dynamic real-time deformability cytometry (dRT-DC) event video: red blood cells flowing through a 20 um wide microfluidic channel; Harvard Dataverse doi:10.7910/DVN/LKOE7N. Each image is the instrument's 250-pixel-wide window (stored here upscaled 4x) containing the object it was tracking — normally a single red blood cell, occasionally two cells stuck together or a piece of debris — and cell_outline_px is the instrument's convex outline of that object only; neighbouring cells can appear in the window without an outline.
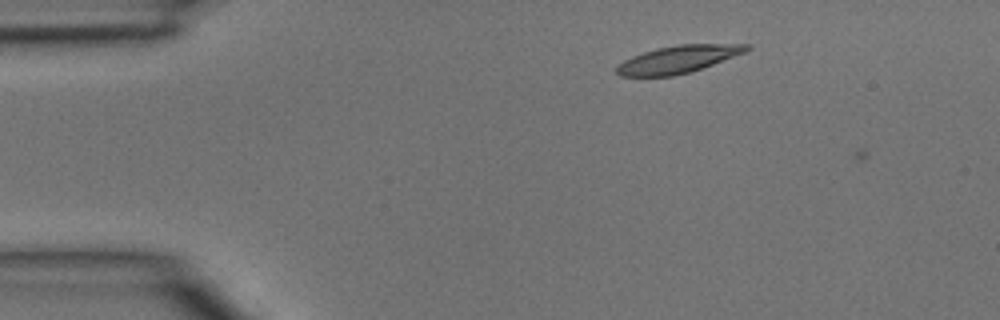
{"species": "common noctule bat (a hibernating species)", "species_latin": "Nyctalus noctula", "temperature_condition": "room temperature", "stored_images_in_passage": 3, "camera_frame_rate_fps": 3000, "um_per_image_px": 0.085, "animal": {"sex": "male", "body_mass_g": 15.6}, "frame": {"image": 1, "passage_image": 2, "time_ms": 0.333, "image_size_px": [1000, 320], "cell_outline_px": [[752, 48], [748, 52], [692, 72], [672, 76], [620, 76], [616, 72], [616, 68], [624, 60], [632, 56], [656, 48], [680, 44], [748, 44]], "centroid_in_image_um": [57.71, 5.04], "position_along_channel_um": 27.3, "area_um2": 20.92}}